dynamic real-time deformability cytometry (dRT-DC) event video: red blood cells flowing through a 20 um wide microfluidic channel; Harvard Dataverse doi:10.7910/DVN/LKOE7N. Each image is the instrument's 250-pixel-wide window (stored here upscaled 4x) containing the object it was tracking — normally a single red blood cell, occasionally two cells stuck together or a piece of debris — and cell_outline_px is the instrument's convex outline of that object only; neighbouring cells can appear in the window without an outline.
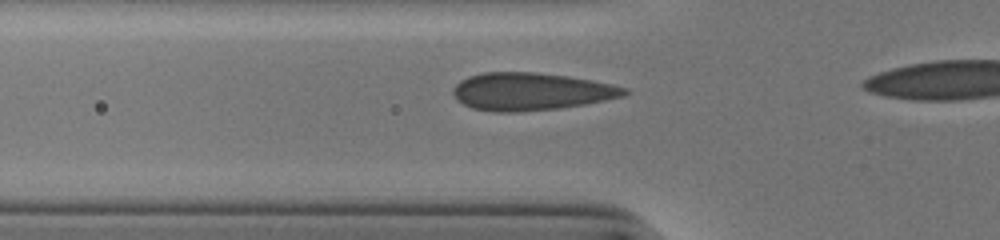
{"species": "human", "species_latin": "Homo sapiens", "temperature_condition": "cold", "stored_images_in_passage": 38, "camera_frame_rate_fps": 3000, "um_per_image_px": 0.085, "donor": {"sex": "male"}, "frame": {"image": 1, "passage_image": 13, "time_ms": 4.0, "image_size_px": [1000, 240], "cell_outline_px": [[628, 92], [624, 96], [584, 104], [560, 108], [520, 112], [492, 112], [472, 108], [456, 100], [452, 92], [452, 88], [460, 80], [468, 76], [484, 72], [536, 72], [568, 76], [592, 80], [612, 84], [628, 88]], "centroid_in_image_um": [45.1, 7.78], "position_along_channel_um": 80.7, "area_um2": 37.74}}
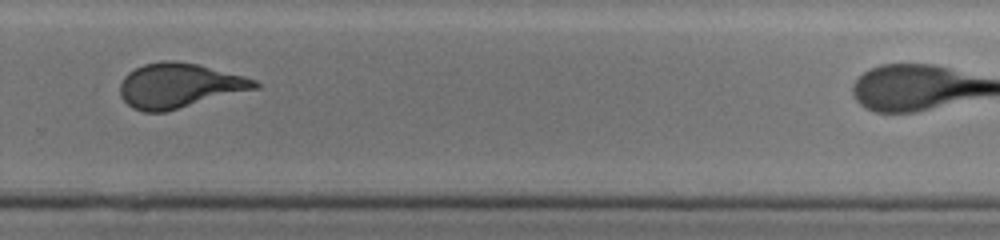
{"frame": {"image": 2, "passage_image": 31, "time_ms": 10.0, "image_size_px": [1000, 240], "cell_outline_px": [[260, 88], [168, 112], [144, 112], [132, 108], [120, 96], [120, 84], [124, 76], [128, 72], [144, 64], [160, 60], [172, 60], [200, 64], [244, 76], [256, 80], [260, 84]], "centroid_in_image_um": [15.26, 7.28], "position_along_channel_um": 314.5, "area_um2": 35.66}}
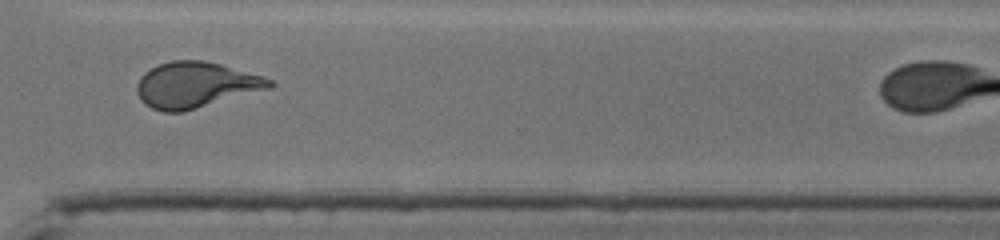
{"frame": {"image": 3, "passage_image": 34, "time_ms": 11.0, "image_size_px": [1000, 240], "cell_outline_px": [[276, 84], [272, 88], [184, 112], [164, 112], [152, 108], [144, 104], [140, 100], [136, 92], [136, 84], [140, 76], [144, 72], [156, 64], [172, 60], [204, 60], [220, 64], [264, 76], [272, 80]], "centroid_in_image_um": [16.62, 7.22], "position_along_channel_um": 354.0, "area_um2": 35.95}}